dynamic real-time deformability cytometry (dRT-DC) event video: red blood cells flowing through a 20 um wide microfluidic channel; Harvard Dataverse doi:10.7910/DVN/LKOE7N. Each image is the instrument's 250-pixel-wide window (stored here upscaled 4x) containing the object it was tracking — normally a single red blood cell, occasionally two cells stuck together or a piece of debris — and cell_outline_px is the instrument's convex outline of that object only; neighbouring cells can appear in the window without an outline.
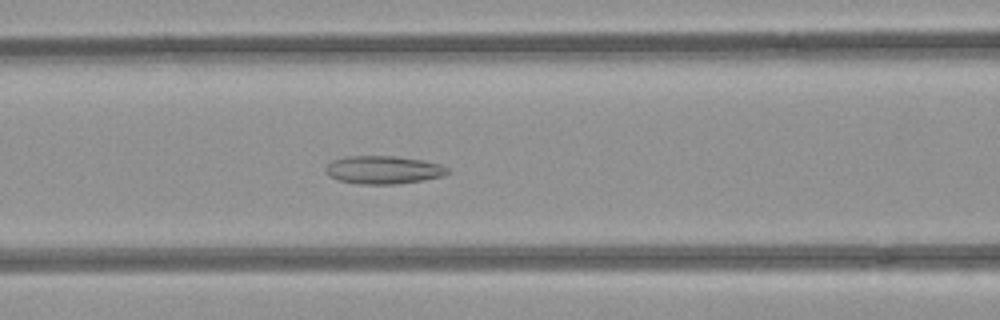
{"species": "common noctule bat (a hibernating species)", "species_latin": "Nyctalus noctula", "temperature_condition": "room temperature", "stored_images_in_passage": 51, "camera_frame_rate_fps": 3000, "um_per_image_px": 0.085, "animal": {"sex": "female", "body_mass_g": 21.9}, "frame": {"image": 1, "passage_image": 21, "time_ms": 6.667, "image_size_px": [1000, 320], "cell_outline_px": [[452, 172], [444, 176], [424, 180], [396, 184], [356, 184], [340, 180], [328, 176], [324, 172], [324, 168], [332, 160], [348, 156], [396, 156], [424, 160], [440, 164], [448, 168]], "centroid_in_image_um": [32.6, 14.44], "position_along_channel_um": 134.0, "area_um2": 20.23}}
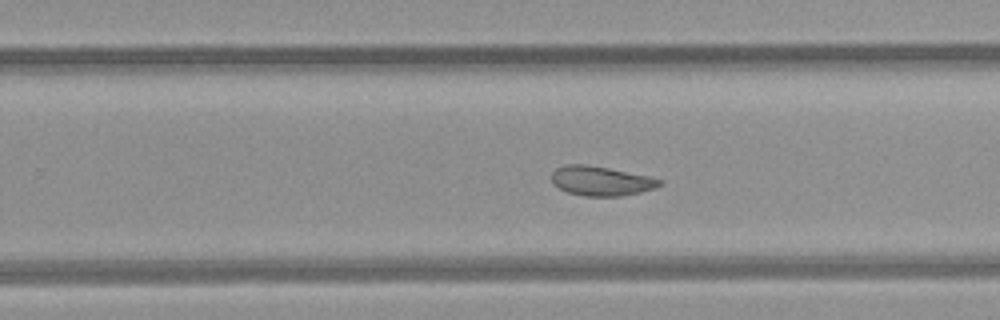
{"frame": {"image": 2, "passage_image": 32, "time_ms": 10.333, "image_size_px": [1000, 320], "cell_outline_px": [[664, 184], [656, 188], [640, 192], [620, 196], [584, 196], [568, 192], [552, 184], [552, 172], [556, 168], [564, 164], [588, 164], [648, 176], [664, 180]], "centroid_in_image_um": [51.1, 15.37], "position_along_channel_um": 278.7, "area_um2": 18.67}}
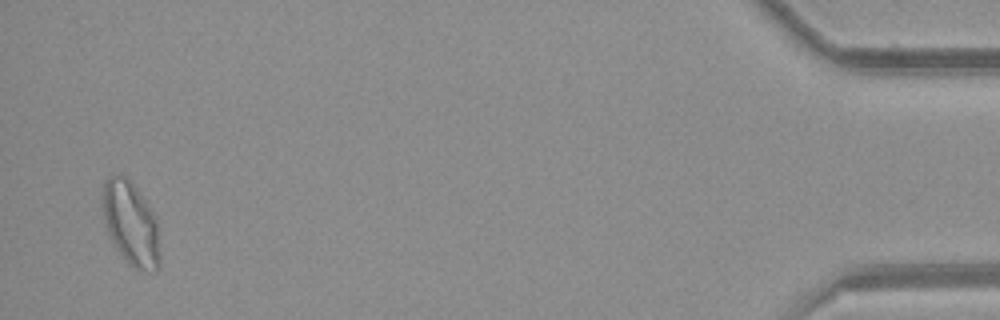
{"frame": {"image": 3, "passage_image": 50, "time_ms": 16.333, "image_size_px": [1000, 320], "cell_outline_px": [[160, 268], [156, 272], [152, 272], [132, 268], [128, 264], [116, 248], [108, 232], [104, 220], [100, 188], [104, 180], [112, 172], [124, 176], [136, 188], [156, 216], [160, 252]], "centroid_in_image_um": [11.11, 19.0], "position_along_channel_um": 424.1, "area_um2": 28.55}, "authors_computed_cell_mechanics": {"area_um2": 22.0218, "velocity_mm_per_s": 3.9592, "shape_relaxation_time_tau1_ms": null, "shape_relaxation_time_tau2_ms": 2.7488, "deformation_change_tau1": null, "deformation_change_tau2": 0.0794}}